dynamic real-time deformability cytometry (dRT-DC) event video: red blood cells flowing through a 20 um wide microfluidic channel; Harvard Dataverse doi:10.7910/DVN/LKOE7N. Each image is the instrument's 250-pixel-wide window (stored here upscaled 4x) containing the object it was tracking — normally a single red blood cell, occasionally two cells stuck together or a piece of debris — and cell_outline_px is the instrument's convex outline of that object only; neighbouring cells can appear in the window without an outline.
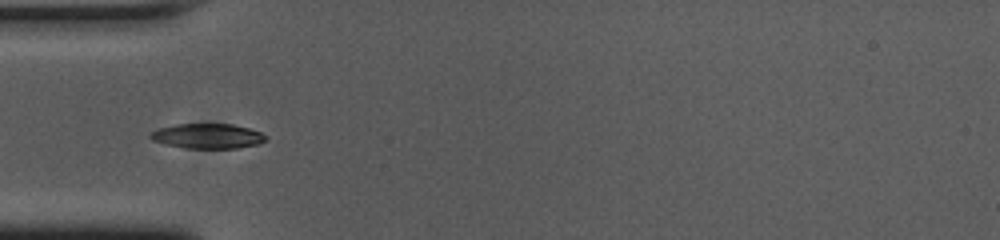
{"species": "common noctule bat (a hibernating species)", "species_latin": "Nyctalus noctula", "temperature_condition": "cold", "stored_images_in_passage": 38, "camera_frame_rate_fps": 3000, "um_per_image_px": 0.085, "animal": {"sex": "female", "body_mass_g": 23.0, "forearm_length_mm": 53.4}, "frame": {"image": 1, "passage_image": 1, "time_ms": 0.0, "image_size_px": [1000, 240], "cell_outline_px": [[268, 136], [260, 144], [240, 148], [188, 148], [164, 144], [152, 140], [148, 136], [152, 132], [160, 128], [176, 124], [232, 124], [248, 128], [260, 132]], "centroid_in_image_um": [17.66, 11.57], "position_along_channel_um": 67.3, "area_um2": 16.7}}
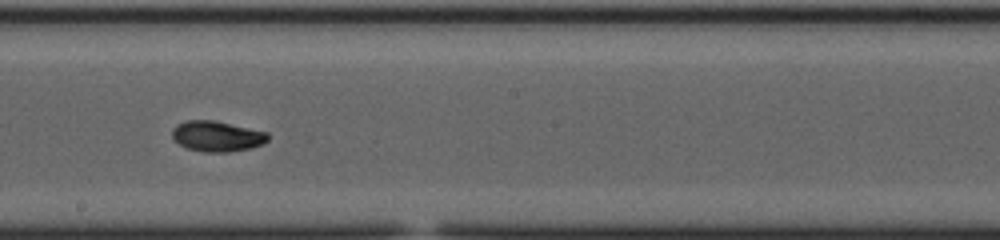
{"frame": {"image": 2, "passage_image": 14, "time_ms": 4.333, "image_size_px": [1000, 240], "cell_outline_px": [[268, 140], [264, 144], [252, 148], [228, 152], [204, 152], [188, 148], [180, 144], [172, 136], [172, 128], [176, 124], [184, 120], [216, 120], [268, 132]], "centroid_in_image_um": [18.46, 11.57], "position_along_channel_um": 229.7, "area_um2": 17.22}}
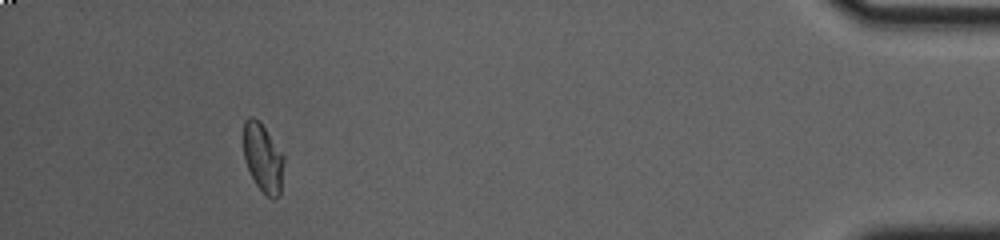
{"frame": {"image": 3, "passage_image": 34, "time_ms": 11.0, "image_size_px": [1000, 240], "cell_outline_px": [[284, 160], [280, 196], [272, 200], [256, 184], [244, 160], [244, 120], [248, 116], [252, 116], [260, 120], [284, 156]], "centroid_in_image_um": [22.36, 13.39], "position_along_channel_um": 412.8, "area_um2": 16.18}, "authors_computed_cell_mechanics": {"area_um2": 16.7042, "velocity_mm_per_s": 3.7444, "shape_relaxation_time_tau1_ms": 4.7576, "shape_relaxation_time_tau2_ms": 3.4928, "deformation_change_tau1": 0.1667, "deformation_change_tau2": 0.0635}}